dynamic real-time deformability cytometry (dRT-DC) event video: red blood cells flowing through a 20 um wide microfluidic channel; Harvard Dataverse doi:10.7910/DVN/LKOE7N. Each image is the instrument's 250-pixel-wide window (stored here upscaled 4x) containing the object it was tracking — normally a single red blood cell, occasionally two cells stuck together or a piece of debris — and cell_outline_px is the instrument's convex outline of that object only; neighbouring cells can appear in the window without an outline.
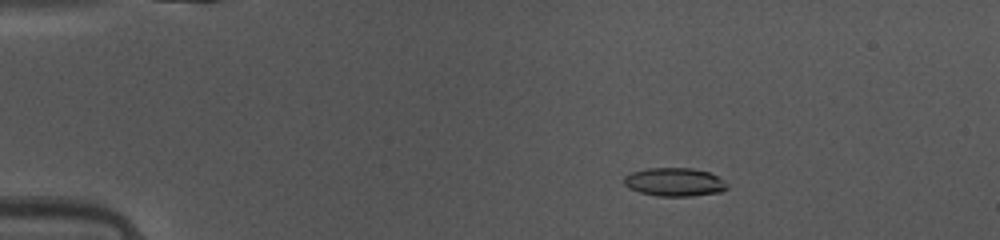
{"species": "common noctule bat (a hibernating species)", "species_latin": "Nyctalus noctula", "temperature_condition": "warm", "stored_images_in_passage": 48, "camera_frame_rate_fps": 3000, "um_per_image_px": 0.085, "animal": {"sex": "female", "body_mass_g": 10.0, "forearm_length_mm": 53.1}, "frame": {"image": 1, "passage_image": 9, "time_ms": 2.667, "image_size_px": [1000, 240], "cell_outline_px": [[728, 188], [720, 192], [692, 196], [656, 196], [640, 192], [628, 188], [624, 184], [624, 176], [632, 172], [648, 168], [692, 168], [708, 172], [724, 180], [728, 184]], "centroid_in_image_um": [57.33, 15.48], "position_along_channel_um": 27.7, "area_um2": 17.11}}
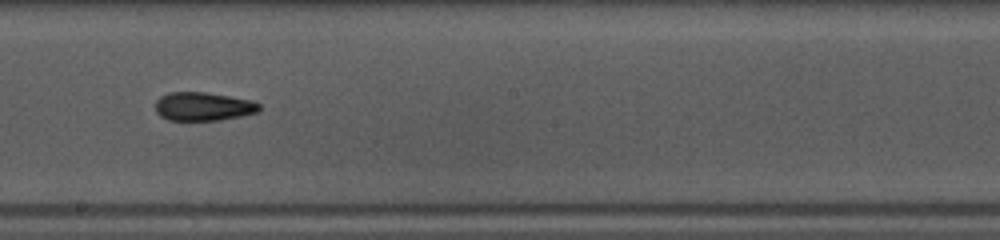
{"frame": {"image": 2, "passage_image": 28, "time_ms": 9.0, "image_size_px": [1000, 240], "cell_outline_px": [[260, 112], [244, 116], [220, 120], [168, 120], [160, 116], [156, 112], [156, 100], [160, 96], [168, 92], [204, 92], [252, 100], [260, 104]], "centroid_in_image_um": [17.29, 9.05], "position_along_channel_um": 230.9, "area_um2": 17.46}}
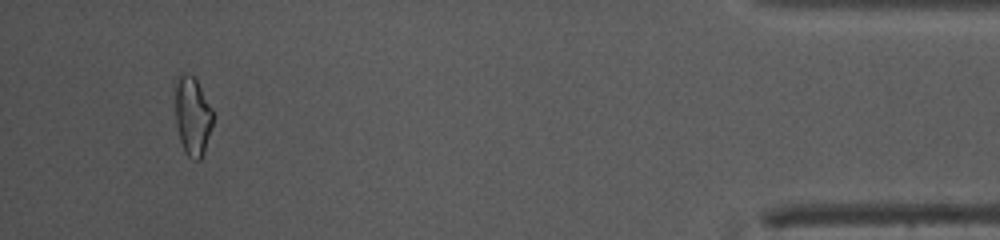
{"frame": {"image": 3, "passage_image": 46, "time_ms": 15.0, "image_size_px": [1000, 240], "cell_outline_px": [[212, 124], [204, 152], [200, 160], [192, 160], [184, 152], [180, 140], [176, 124], [172, 88], [176, 76], [180, 72], [184, 72], [196, 76], [212, 108]], "centroid_in_image_um": [16.3, 9.75], "position_along_channel_um": 418.9, "area_um2": 18.21}, "authors_computed_cell_mechanics": {"area_um2": 17.1666, "velocity_mm_per_s": 4.1779, "shape_relaxation_time_tau1_ms": 8.6896, "shape_relaxation_time_tau2_ms": 2.6444, "deformation_change_tau1": 0.1978, "deformation_change_tau2": 0.1094}}